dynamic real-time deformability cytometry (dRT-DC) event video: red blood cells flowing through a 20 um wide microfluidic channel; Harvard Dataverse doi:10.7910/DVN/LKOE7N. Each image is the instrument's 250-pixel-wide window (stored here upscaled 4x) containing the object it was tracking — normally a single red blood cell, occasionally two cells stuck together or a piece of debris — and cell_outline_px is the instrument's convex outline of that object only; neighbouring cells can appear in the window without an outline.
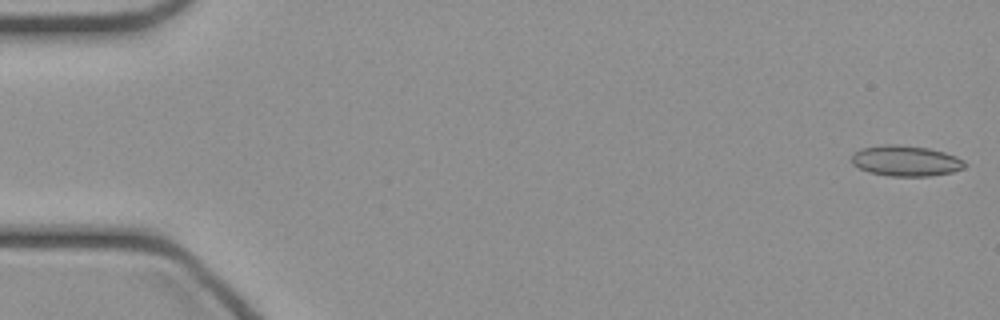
{"species": "common noctule bat (a hibernating species)", "species_latin": "Nyctalus noctula", "temperature_condition": "cold", "stored_images_in_passage": 44, "camera_frame_rate_fps": 3000, "um_per_image_px": 0.085, "animal": {"sex": "female", "body_mass_g": 21.9}, "frame": {"image": 1, "passage_image": 1, "time_ms": 0.0, "image_size_px": [1000, 320], "cell_outline_px": [[968, 164], [964, 168], [952, 172], [928, 176], [892, 176], [868, 172], [852, 164], [852, 156], [860, 148], [884, 144], [896, 144], [928, 148], [944, 152], [956, 156], [964, 160]], "centroid_in_image_um": [77.01, 13.67], "position_along_channel_um": 8.0, "area_um2": 20.23}}
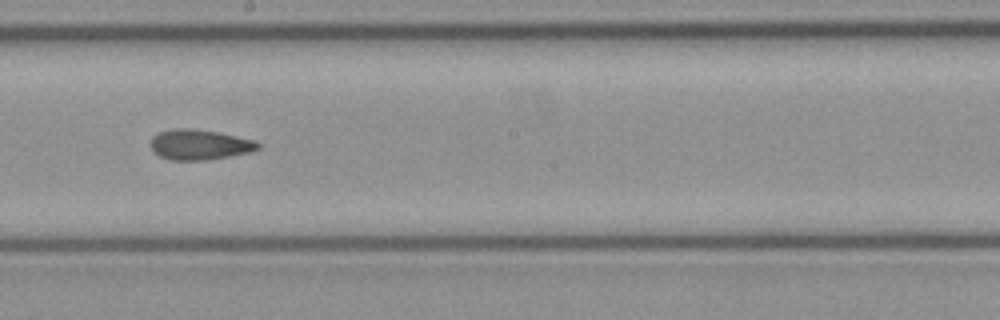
{"frame": {"image": 2, "passage_image": 26, "time_ms": 8.333, "image_size_px": [1000, 320], "cell_outline_px": [[260, 148], [252, 152], [204, 160], [168, 160], [152, 152], [152, 136], [160, 132], [176, 128], [188, 128], [216, 132], [256, 140], [260, 144]], "centroid_in_image_um": [16.97, 12.3], "position_along_channel_um": 231.2, "area_um2": 18.84}}
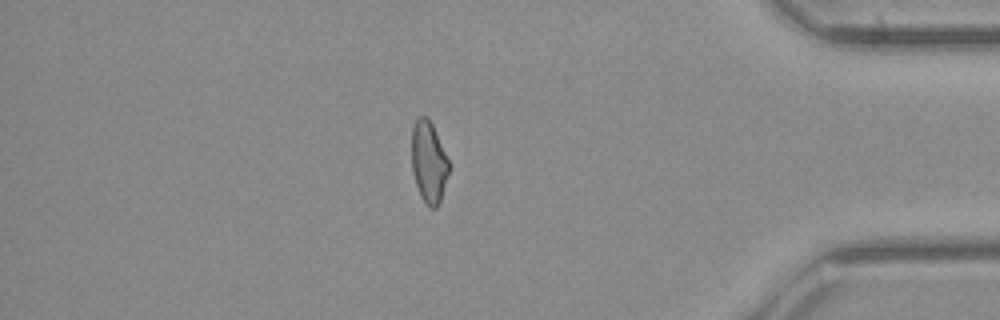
{"frame": {"image": 3, "passage_image": 40, "time_ms": 13.0, "image_size_px": [1000, 320], "cell_outline_px": [[448, 172], [440, 200], [436, 208], [428, 208], [420, 196], [412, 172], [412, 128], [416, 120], [420, 116], [428, 116], [432, 124], [448, 160]], "centroid_in_image_um": [36.41, 13.78], "position_along_channel_um": 398.8, "area_um2": 17.4}}